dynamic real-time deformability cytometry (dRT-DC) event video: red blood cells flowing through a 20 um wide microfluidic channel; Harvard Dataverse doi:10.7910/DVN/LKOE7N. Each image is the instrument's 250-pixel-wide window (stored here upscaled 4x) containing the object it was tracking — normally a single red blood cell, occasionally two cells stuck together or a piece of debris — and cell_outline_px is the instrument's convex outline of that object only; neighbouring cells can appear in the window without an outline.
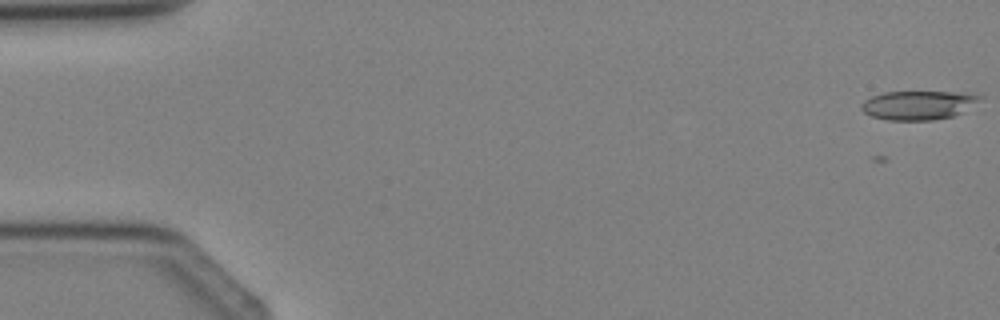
{"species": "Egyptian fruit bat (a non-hibernating species)", "species_latin": "Rousettus aegyptiacus", "temperature_condition": "cold", "stored_images_in_passage": 4, "camera_frame_rate_fps": 3000, "um_per_image_px": 0.085, "animal": {"sex": "female"}, "frame": {"image": 1, "passage_image": 1, "time_ms": 0.0, "image_size_px": [1000, 320], "cell_outline_px": [[984, 96], [960, 112], [952, 116], [932, 120], [888, 120], [872, 116], [864, 112], [860, 108], [860, 104], [864, 100], [872, 96], [884, 92], [968, 92]], "centroid_in_image_um": [78.0, 8.92], "position_along_channel_um": 7.0, "area_um2": 19.77}}